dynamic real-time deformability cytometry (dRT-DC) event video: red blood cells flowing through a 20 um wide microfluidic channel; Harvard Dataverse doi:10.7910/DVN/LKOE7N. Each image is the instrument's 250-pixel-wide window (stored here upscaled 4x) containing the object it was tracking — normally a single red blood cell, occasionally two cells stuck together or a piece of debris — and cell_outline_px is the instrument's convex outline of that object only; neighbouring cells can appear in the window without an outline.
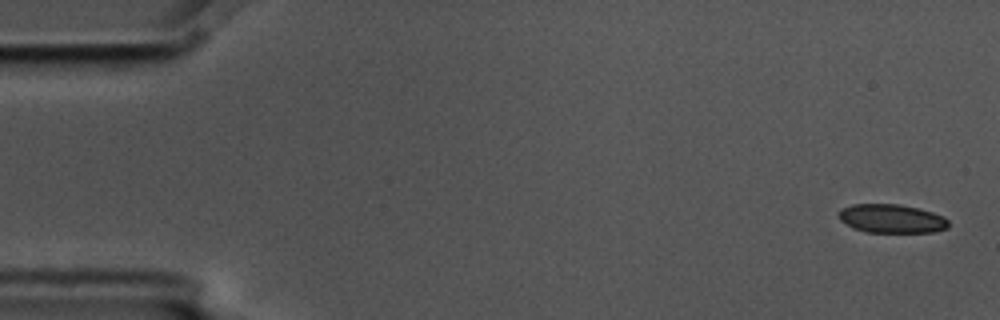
{"species": "common noctule bat (a hibernating species)", "species_latin": "Nyctalus noctula", "temperature_condition": "cold", "stored_images_in_passage": 5, "camera_frame_rate_fps": 3000, "um_per_image_px": 0.085, "animal": {"sex": "male", "body_mass_g": 17.5, "forearm_length_mm": 52.3}, "frame": {"image": 1, "passage_image": 1, "time_ms": 0.0, "image_size_px": [1000, 320], "cell_outline_px": [[948, 228], [936, 232], [864, 232], [852, 228], [840, 220], [840, 208], [852, 204], [900, 204], [920, 208], [944, 216], [948, 220]], "centroid_in_image_um": [75.8, 18.58], "position_along_channel_um": 9.2, "area_um2": 18.55}}
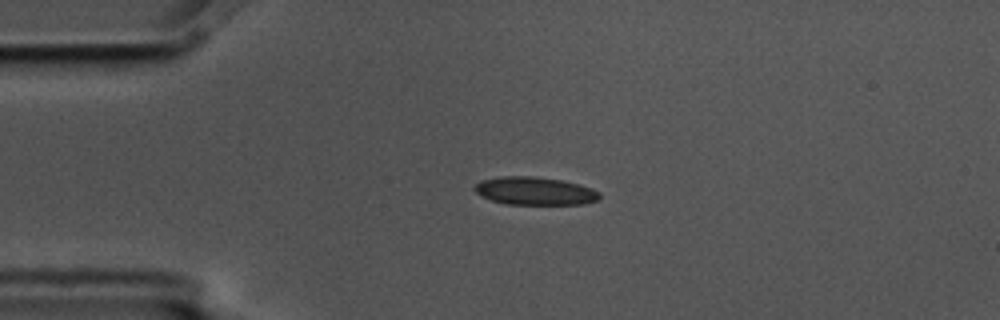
{"frame": {"image": 2, "passage_image": 4, "time_ms": 1.0, "image_size_px": [1000, 320], "cell_outline_px": [[600, 200], [584, 204], [508, 204], [492, 200], [476, 192], [472, 188], [480, 180], [500, 176], [532, 176], [560, 180], [580, 184], [592, 188], [600, 192]], "centroid_in_image_um": [45.49, 16.23], "position_along_channel_um": 39.5, "area_um2": 20.4}}